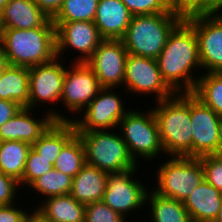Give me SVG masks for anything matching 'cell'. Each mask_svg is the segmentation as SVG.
<instances>
[{
	"instance_id": "38",
	"label": "cell",
	"mask_w": 222,
	"mask_h": 222,
	"mask_svg": "<svg viewBox=\"0 0 222 222\" xmlns=\"http://www.w3.org/2000/svg\"><path fill=\"white\" fill-rule=\"evenodd\" d=\"M22 106L15 101L0 99V127L16 115Z\"/></svg>"
},
{
	"instance_id": "41",
	"label": "cell",
	"mask_w": 222,
	"mask_h": 222,
	"mask_svg": "<svg viewBox=\"0 0 222 222\" xmlns=\"http://www.w3.org/2000/svg\"><path fill=\"white\" fill-rule=\"evenodd\" d=\"M210 14H222V0H210Z\"/></svg>"
},
{
	"instance_id": "42",
	"label": "cell",
	"mask_w": 222,
	"mask_h": 222,
	"mask_svg": "<svg viewBox=\"0 0 222 222\" xmlns=\"http://www.w3.org/2000/svg\"><path fill=\"white\" fill-rule=\"evenodd\" d=\"M6 65H7V61L0 50V75L2 73V70L6 67Z\"/></svg>"
},
{
	"instance_id": "43",
	"label": "cell",
	"mask_w": 222,
	"mask_h": 222,
	"mask_svg": "<svg viewBox=\"0 0 222 222\" xmlns=\"http://www.w3.org/2000/svg\"><path fill=\"white\" fill-rule=\"evenodd\" d=\"M218 135H219V143H220V153H222V117L219 122Z\"/></svg>"
},
{
	"instance_id": "27",
	"label": "cell",
	"mask_w": 222,
	"mask_h": 222,
	"mask_svg": "<svg viewBox=\"0 0 222 222\" xmlns=\"http://www.w3.org/2000/svg\"><path fill=\"white\" fill-rule=\"evenodd\" d=\"M30 149L31 144L23 141L0 142V172L20 182Z\"/></svg>"
},
{
	"instance_id": "30",
	"label": "cell",
	"mask_w": 222,
	"mask_h": 222,
	"mask_svg": "<svg viewBox=\"0 0 222 222\" xmlns=\"http://www.w3.org/2000/svg\"><path fill=\"white\" fill-rule=\"evenodd\" d=\"M99 0H64L53 23L94 21Z\"/></svg>"
},
{
	"instance_id": "1",
	"label": "cell",
	"mask_w": 222,
	"mask_h": 222,
	"mask_svg": "<svg viewBox=\"0 0 222 222\" xmlns=\"http://www.w3.org/2000/svg\"><path fill=\"white\" fill-rule=\"evenodd\" d=\"M156 60L163 80L175 93H193L203 72L195 30L185 19L169 34Z\"/></svg>"
},
{
	"instance_id": "46",
	"label": "cell",
	"mask_w": 222,
	"mask_h": 222,
	"mask_svg": "<svg viewBox=\"0 0 222 222\" xmlns=\"http://www.w3.org/2000/svg\"><path fill=\"white\" fill-rule=\"evenodd\" d=\"M3 25H2V17H1V12H0V41H1V38H2V34H3Z\"/></svg>"
},
{
	"instance_id": "44",
	"label": "cell",
	"mask_w": 222,
	"mask_h": 222,
	"mask_svg": "<svg viewBox=\"0 0 222 222\" xmlns=\"http://www.w3.org/2000/svg\"><path fill=\"white\" fill-rule=\"evenodd\" d=\"M213 222H222V204L220 206L218 215H217V217L215 218V220Z\"/></svg>"
},
{
	"instance_id": "18",
	"label": "cell",
	"mask_w": 222,
	"mask_h": 222,
	"mask_svg": "<svg viewBox=\"0 0 222 222\" xmlns=\"http://www.w3.org/2000/svg\"><path fill=\"white\" fill-rule=\"evenodd\" d=\"M132 17L121 0H99L93 22L103 39L121 40Z\"/></svg>"
},
{
	"instance_id": "13",
	"label": "cell",
	"mask_w": 222,
	"mask_h": 222,
	"mask_svg": "<svg viewBox=\"0 0 222 222\" xmlns=\"http://www.w3.org/2000/svg\"><path fill=\"white\" fill-rule=\"evenodd\" d=\"M54 25L56 27V55L64 61H66L65 57L70 56L71 59L66 58L70 62H86L104 40L93 21H73L54 23ZM68 51L71 55L65 54ZM72 55L75 56L73 59Z\"/></svg>"
},
{
	"instance_id": "16",
	"label": "cell",
	"mask_w": 222,
	"mask_h": 222,
	"mask_svg": "<svg viewBox=\"0 0 222 222\" xmlns=\"http://www.w3.org/2000/svg\"><path fill=\"white\" fill-rule=\"evenodd\" d=\"M192 157L220 154L219 122L221 116L190 93Z\"/></svg>"
},
{
	"instance_id": "28",
	"label": "cell",
	"mask_w": 222,
	"mask_h": 222,
	"mask_svg": "<svg viewBox=\"0 0 222 222\" xmlns=\"http://www.w3.org/2000/svg\"><path fill=\"white\" fill-rule=\"evenodd\" d=\"M85 164L84 145L80 137L75 134L61 149L53 168L74 178Z\"/></svg>"
},
{
	"instance_id": "45",
	"label": "cell",
	"mask_w": 222,
	"mask_h": 222,
	"mask_svg": "<svg viewBox=\"0 0 222 222\" xmlns=\"http://www.w3.org/2000/svg\"><path fill=\"white\" fill-rule=\"evenodd\" d=\"M9 0H0V12L3 11L6 3L8 2Z\"/></svg>"
},
{
	"instance_id": "3",
	"label": "cell",
	"mask_w": 222,
	"mask_h": 222,
	"mask_svg": "<svg viewBox=\"0 0 222 222\" xmlns=\"http://www.w3.org/2000/svg\"><path fill=\"white\" fill-rule=\"evenodd\" d=\"M153 104L165 156L192 157L190 93H176Z\"/></svg>"
},
{
	"instance_id": "23",
	"label": "cell",
	"mask_w": 222,
	"mask_h": 222,
	"mask_svg": "<svg viewBox=\"0 0 222 222\" xmlns=\"http://www.w3.org/2000/svg\"><path fill=\"white\" fill-rule=\"evenodd\" d=\"M76 134L69 121H55L32 145L31 148L53 165L63 146Z\"/></svg>"
},
{
	"instance_id": "36",
	"label": "cell",
	"mask_w": 222,
	"mask_h": 222,
	"mask_svg": "<svg viewBox=\"0 0 222 222\" xmlns=\"http://www.w3.org/2000/svg\"><path fill=\"white\" fill-rule=\"evenodd\" d=\"M20 190L19 182L0 172V205H9L18 202V199L23 198L22 196L24 195Z\"/></svg>"
},
{
	"instance_id": "25",
	"label": "cell",
	"mask_w": 222,
	"mask_h": 222,
	"mask_svg": "<svg viewBox=\"0 0 222 222\" xmlns=\"http://www.w3.org/2000/svg\"><path fill=\"white\" fill-rule=\"evenodd\" d=\"M36 206L52 222H84V204L78 202L70 194L51 196Z\"/></svg>"
},
{
	"instance_id": "29",
	"label": "cell",
	"mask_w": 222,
	"mask_h": 222,
	"mask_svg": "<svg viewBox=\"0 0 222 222\" xmlns=\"http://www.w3.org/2000/svg\"><path fill=\"white\" fill-rule=\"evenodd\" d=\"M193 94L222 117V72L202 74Z\"/></svg>"
},
{
	"instance_id": "5",
	"label": "cell",
	"mask_w": 222,
	"mask_h": 222,
	"mask_svg": "<svg viewBox=\"0 0 222 222\" xmlns=\"http://www.w3.org/2000/svg\"><path fill=\"white\" fill-rule=\"evenodd\" d=\"M182 20L175 13L136 15L121 40L129 54L157 59L169 34Z\"/></svg>"
},
{
	"instance_id": "9",
	"label": "cell",
	"mask_w": 222,
	"mask_h": 222,
	"mask_svg": "<svg viewBox=\"0 0 222 222\" xmlns=\"http://www.w3.org/2000/svg\"><path fill=\"white\" fill-rule=\"evenodd\" d=\"M141 166L138 165L122 172L108 173L106 191L102 200L124 218L129 219L130 217V222H134L132 219H136L132 216L136 211L142 212L143 209H146V195L151 186L149 182L147 184L140 178L143 176L140 171Z\"/></svg>"
},
{
	"instance_id": "24",
	"label": "cell",
	"mask_w": 222,
	"mask_h": 222,
	"mask_svg": "<svg viewBox=\"0 0 222 222\" xmlns=\"http://www.w3.org/2000/svg\"><path fill=\"white\" fill-rule=\"evenodd\" d=\"M0 99L28 108L29 68L6 65L0 75Z\"/></svg>"
},
{
	"instance_id": "15",
	"label": "cell",
	"mask_w": 222,
	"mask_h": 222,
	"mask_svg": "<svg viewBox=\"0 0 222 222\" xmlns=\"http://www.w3.org/2000/svg\"><path fill=\"white\" fill-rule=\"evenodd\" d=\"M127 56L122 40L104 39L85 63L102 88L123 89Z\"/></svg>"
},
{
	"instance_id": "39",
	"label": "cell",
	"mask_w": 222,
	"mask_h": 222,
	"mask_svg": "<svg viewBox=\"0 0 222 222\" xmlns=\"http://www.w3.org/2000/svg\"><path fill=\"white\" fill-rule=\"evenodd\" d=\"M36 5L46 13L50 18H53L62 7L64 0H33Z\"/></svg>"
},
{
	"instance_id": "21",
	"label": "cell",
	"mask_w": 222,
	"mask_h": 222,
	"mask_svg": "<svg viewBox=\"0 0 222 222\" xmlns=\"http://www.w3.org/2000/svg\"><path fill=\"white\" fill-rule=\"evenodd\" d=\"M3 28L41 27L50 17L33 0H9L1 12Z\"/></svg>"
},
{
	"instance_id": "22",
	"label": "cell",
	"mask_w": 222,
	"mask_h": 222,
	"mask_svg": "<svg viewBox=\"0 0 222 222\" xmlns=\"http://www.w3.org/2000/svg\"><path fill=\"white\" fill-rule=\"evenodd\" d=\"M146 206L147 210L143 211L147 212L141 218H145L149 213L146 220L150 222H191L182 201L161 196L151 187L146 195Z\"/></svg>"
},
{
	"instance_id": "40",
	"label": "cell",
	"mask_w": 222,
	"mask_h": 222,
	"mask_svg": "<svg viewBox=\"0 0 222 222\" xmlns=\"http://www.w3.org/2000/svg\"><path fill=\"white\" fill-rule=\"evenodd\" d=\"M31 210L26 214L25 222H52L43 212H41L36 206L32 208L33 201H31Z\"/></svg>"
},
{
	"instance_id": "35",
	"label": "cell",
	"mask_w": 222,
	"mask_h": 222,
	"mask_svg": "<svg viewBox=\"0 0 222 222\" xmlns=\"http://www.w3.org/2000/svg\"><path fill=\"white\" fill-rule=\"evenodd\" d=\"M199 158L204 171V179L222 192V153Z\"/></svg>"
},
{
	"instance_id": "10",
	"label": "cell",
	"mask_w": 222,
	"mask_h": 222,
	"mask_svg": "<svg viewBox=\"0 0 222 222\" xmlns=\"http://www.w3.org/2000/svg\"><path fill=\"white\" fill-rule=\"evenodd\" d=\"M122 91L123 93L121 92V88H102L97 96L81 112L82 114L73 119L72 123L76 128V132L117 129L119 122L131 109L128 106L129 103L130 105L132 102L137 103L132 100L129 102V95L124 89ZM123 96L124 98H122ZM127 98L128 102L125 100Z\"/></svg>"
},
{
	"instance_id": "8",
	"label": "cell",
	"mask_w": 222,
	"mask_h": 222,
	"mask_svg": "<svg viewBox=\"0 0 222 222\" xmlns=\"http://www.w3.org/2000/svg\"><path fill=\"white\" fill-rule=\"evenodd\" d=\"M66 63L68 64L69 60L64 62V60L56 57L51 62L29 68L28 108H37V110L39 108L40 111H42V108L44 112H48L55 121H64V112L58 108L60 106ZM47 104L51 105L48 106ZM57 104H59V106ZM46 106V109L49 110L45 109Z\"/></svg>"
},
{
	"instance_id": "33",
	"label": "cell",
	"mask_w": 222,
	"mask_h": 222,
	"mask_svg": "<svg viewBox=\"0 0 222 222\" xmlns=\"http://www.w3.org/2000/svg\"><path fill=\"white\" fill-rule=\"evenodd\" d=\"M84 222H130L121 214L113 211L103 201H97L85 205Z\"/></svg>"
},
{
	"instance_id": "14",
	"label": "cell",
	"mask_w": 222,
	"mask_h": 222,
	"mask_svg": "<svg viewBox=\"0 0 222 222\" xmlns=\"http://www.w3.org/2000/svg\"><path fill=\"white\" fill-rule=\"evenodd\" d=\"M195 30L202 72H222V14L185 19Z\"/></svg>"
},
{
	"instance_id": "7",
	"label": "cell",
	"mask_w": 222,
	"mask_h": 222,
	"mask_svg": "<svg viewBox=\"0 0 222 222\" xmlns=\"http://www.w3.org/2000/svg\"><path fill=\"white\" fill-rule=\"evenodd\" d=\"M76 134L84 145L86 164L106 173L122 172L138 166L118 129L76 132Z\"/></svg>"
},
{
	"instance_id": "17",
	"label": "cell",
	"mask_w": 222,
	"mask_h": 222,
	"mask_svg": "<svg viewBox=\"0 0 222 222\" xmlns=\"http://www.w3.org/2000/svg\"><path fill=\"white\" fill-rule=\"evenodd\" d=\"M54 122L55 120L48 112L22 107L16 115L0 127V142L16 140L32 145Z\"/></svg>"
},
{
	"instance_id": "12",
	"label": "cell",
	"mask_w": 222,
	"mask_h": 222,
	"mask_svg": "<svg viewBox=\"0 0 222 222\" xmlns=\"http://www.w3.org/2000/svg\"><path fill=\"white\" fill-rule=\"evenodd\" d=\"M68 65L60 99L62 107L59 109L66 110L64 121L72 122L97 96L102 87L94 71L85 62H69Z\"/></svg>"
},
{
	"instance_id": "20",
	"label": "cell",
	"mask_w": 222,
	"mask_h": 222,
	"mask_svg": "<svg viewBox=\"0 0 222 222\" xmlns=\"http://www.w3.org/2000/svg\"><path fill=\"white\" fill-rule=\"evenodd\" d=\"M107 175L108 173L97 167L85 164L72 178L70 195L84 205L102 201L107 186Z\"/></svg>"
},
{
	"instance_id": "37",
	"label": "cell",
	"mask_w": 222,
	"mask_h": 222,
	"mask_svg": "<svg viewBox=\"0 0 222 222\" xmlns=\"http://www.w3.org/2000/svg\"><path fill=\"white\" fill-rule=\"evenodd\" d=\"M21 200L24 202V196L23 199L21 198L13 204L0 205V222H25L26 214L29 211L27 204L29 205V203L24 204Z\"/></svg>"
},
{
	"instance_id": "6",
	"label": "cell",
	"mask_w": 222,
	"mask_h": 222,
	"mask_svg": "<svg viewBox=\"0 0 222 222\" xmlns=\"http://www.w3.org/2000/svg\"><path fill=\"white\" fill-rule=\"evenodd\" d=\"M163 159L165 161L160 159V163L153 162V167L154 163H157L155 165L157 168L154 167L155 170L150 174L153 178L150 179L154 181L150 182V187L161 196L183 202L195 187L204 180L201 160L195 157L178 156H166V158L164 156Z\"/></svg>"
},
{
	"instance_id": "26",
	"label": "cell",
	"mask_w": 222,
	"mask_h": 222,
	"mask_svg": "<svg viewBox=\"0 0 222 222\" xmlns=\"http://www.w3.org/2000/svg\"><path fill=\"white\" fill-rule=\"evenodd\" d=\"M71 188H72V177L68 176L60 171H57L55 168H52L51 171L45 173L44 175H42L41 177L36 179L27 188L28 190H26V191H28V192L25 191L23 193H24L25 197L29 196L30 194H33L32 196L34 199L31 198L33 201L38 199L36 201V203L37 202L38 203L37 204L35 203L33 205V207H34V206H38V204L41 201H43L44 199H46L48 197L70 194ZM25 194L26 195L28 194V195L26 196Z\"/></svg>"
},
{
	"instance_id": "31",
	"label": "cell",
	"mask_w": 222,
	"mask_h": 222,
	"mask_svg": "<svg viewBox=\"0 0 222 222\" xmlns=\"http://www.w3.org/2000/svg\"><path fill=\"white\" fill-rule=\"evenodd\" d=\"M52 168L53 165L49 160L43 158L31 148L27 156L22 180L19 182L20 188L22 187L21 191L22 189L23 192L27 190L36 179L51 171Z\"/></svg>"
},
{
	"instance_id": "34",
	"label": "cell",
	"mask_w": 222,
	"mask_h": 222,
	"mask_svg": "<svg viewBox=\"0 0 222 222\" xmlns=\"http://www.w3.org/2000/svg\"><path fill=\"white\" fill-rule=\"evenodd\" d=\"M170 9L182 19L210 14V0H169Z\"/></svg>"
},
{
	"instance_id": "4",
	"label": "cell",
	"mask_w": 222,
	"mask_h": 222,
	"mask_svg": "<svg viewBox=\"0 0 222 222\" xmlns=\"http://www.w3.org/2000/svg\"><path fill=\"white\" fill-rule=\"evenodd\" d=\"M142 100L146 103V110L141 105L132 107L119 122L117 129L127 144L131 157L138 165L142 164L147 169L145 163L157 162L165 154L153 109L148 107L147 101Z\"/></svg>"
},
{
	"instance_id": "11",
	"label": "cell",
	"mask_w": 222,
	"mask_h": 222,
	"mask_svg": "<svg viewBox=\"0 0 222 222\" xmlns=\"http://www.w3.org/2000/svg\"><path fill=\"white\" fill-rule=\"evenodd\" d=\"M123 89L129 96L131 95L130 100H134L133 98L137 100V97H140L138 100L142 102L141 98L145 99L150 95V100H155L148 102L150 104L176 94L163 80L156 59L129 53L126 59Z\"/></svg>"
},
{
	"instance_id": "2",
	"label": "cell",
	"mask_w": 222,
	"mask_h": 222,
	"mask_svg": "<svg viewBox=\"0 0 222 222\" xmlns=\"http://www.w3.org/2000/svg\"><path fill=\"white\" fill-rule=\"evenodd\" d=\"M0 50L12 66L31 68L51 62L57 57L56 27L52 18L32 29L4 28Z\"/></svg>"
},
{
	"instance_id": "32",
	"label": "cell",
	"mask_w": 222,
	"mask_h": 222,
	"mask_svg": "<svg viewBox=\"0 0 222 222\" xmlns=\"http://www.w3.org/2000/svg\"><path fill=\"white\" fill-rule=\"evenodd\" d=\"M133 16L174 13L169 0H121Z\"/></svg>"
},
{
	"instance_id": "19",
	"label": "cell",
	"mask_w": 222,
	"mask_h": 222,
	"mask_svg": "<svg viewBox=\"0 0 222 222\" xmlns=\"http://www.w3.org/2000/svg\"><path fill=\"white\" fill-rule=\"evenodd\" d=\"M222 204V192L205 179L183 201L191 222H213Z\"/></svg>"
}]
</instances>
